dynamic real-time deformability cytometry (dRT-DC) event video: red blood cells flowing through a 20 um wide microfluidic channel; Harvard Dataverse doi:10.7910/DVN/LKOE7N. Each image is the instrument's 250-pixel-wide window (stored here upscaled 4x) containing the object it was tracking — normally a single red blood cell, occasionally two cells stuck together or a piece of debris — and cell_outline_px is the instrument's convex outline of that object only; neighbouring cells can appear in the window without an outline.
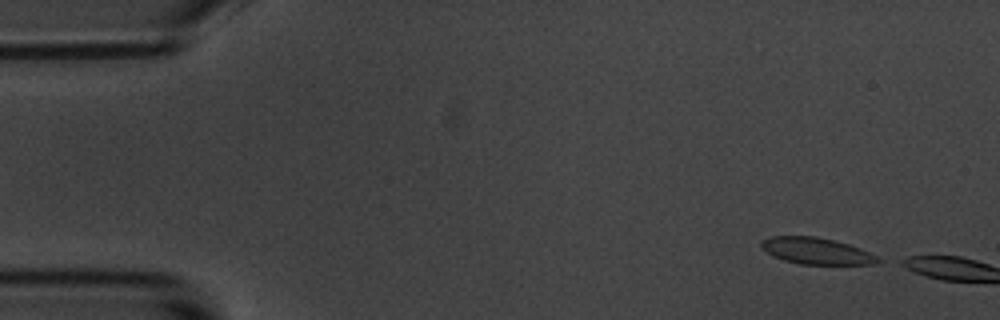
{"species": "common noctule bat (a hibernating species)", "species_latin": "Nyctalus noctula", "temperature_condition": "room temperature", "stored_images_in_passage": 2, "camera_frame_rate_fps": 3000, "um_per_image_px": 0.085, "animal": {"sex": "male", "body_mass_g": 20.1, "forearm_length_mm": 53.5}, "frame": {"image": 1, "passage_image": 1, "time_ms": 0.0, "image_size_px": [1000, 320], "cell_outline_px": [[884, 260], [876, 264], [800, 264], [784, 260], [760, 248], [760, 240], [768, 236], [816, 236], [848, 244], [860, 248]], "centroid_in_image_um": [69.38, 21.32], "position_along_channel_um": 15.6, "area_um2": 17.98}}